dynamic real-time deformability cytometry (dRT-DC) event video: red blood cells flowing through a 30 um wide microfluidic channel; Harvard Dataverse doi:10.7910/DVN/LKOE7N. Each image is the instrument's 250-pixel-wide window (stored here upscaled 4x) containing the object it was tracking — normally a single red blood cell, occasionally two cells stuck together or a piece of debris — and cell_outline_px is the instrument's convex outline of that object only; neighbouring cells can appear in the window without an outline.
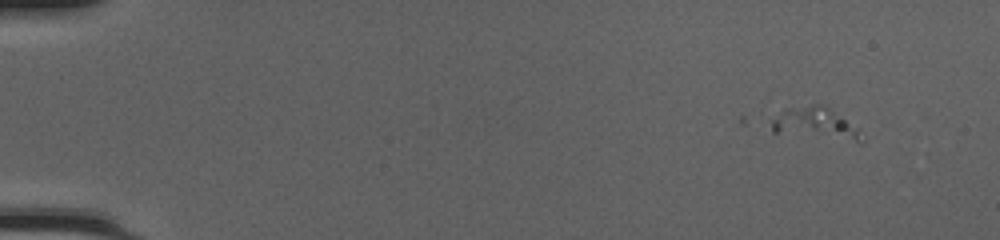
{"species": "common noctule bat (a hibernating species)", "species_latin": "Nyctalus noctula", "temperature_condition": "cold", "stored_images_in_passage": 3, "camera_frame_rate_fps": 3000, "um_per_image_px": 0.085, "animal": {"sex": "female", "body_mass_g": 20.0, "forearm_length_mm": 54.0}, "frame": {"image": 1, "passage_image": 1, "time_ms": 0.0, "image_size_px": [1000, 240], "cell_outline_px": [[860, 144], [772, 132], [772, 120], [784, 108], [816, 104], [824, 104], [856, 128]], "centroid_in_image_um": [69.25, 10.52], "position_along_channel_um": 15.7, "area_um2": 16.59}}